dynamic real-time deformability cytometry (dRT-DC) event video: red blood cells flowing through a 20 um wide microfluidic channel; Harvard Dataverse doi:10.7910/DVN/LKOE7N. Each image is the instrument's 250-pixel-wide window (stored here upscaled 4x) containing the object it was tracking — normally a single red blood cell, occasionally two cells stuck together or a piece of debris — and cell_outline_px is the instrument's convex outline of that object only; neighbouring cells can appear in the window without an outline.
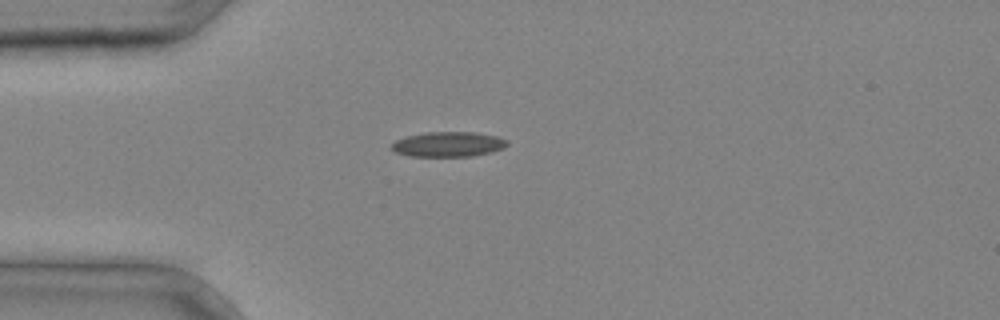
{"species": "common noctule bat (a hibernating species)", "species_latin": "Nyctalus noctula", "temperature_condition": "cold", "stored_images_in_passage": 1, "camera_frame_rate_fps": 3000, "um_per_image_px": 0.085, "animal": {"sex": "male", "body_mass_g": 20.4}, "frame": {"image": 1, "passage_image": 1, "time_ms": 0.0, "image_size_px": [1000, 320], "cell_outline_px": [[508, 144], [504, 148], [492, 152], [472, 156], [412, 156], [396, 152], [392, 148], [392, 144], [396, 140], [408, 136], [424, 132], [476, 132], [496, 136], [508, 140]], "centroid_in_image_um": [38.15, 12.26], "position_along_channel_um": 46.8, "area_um2": 16.76}}